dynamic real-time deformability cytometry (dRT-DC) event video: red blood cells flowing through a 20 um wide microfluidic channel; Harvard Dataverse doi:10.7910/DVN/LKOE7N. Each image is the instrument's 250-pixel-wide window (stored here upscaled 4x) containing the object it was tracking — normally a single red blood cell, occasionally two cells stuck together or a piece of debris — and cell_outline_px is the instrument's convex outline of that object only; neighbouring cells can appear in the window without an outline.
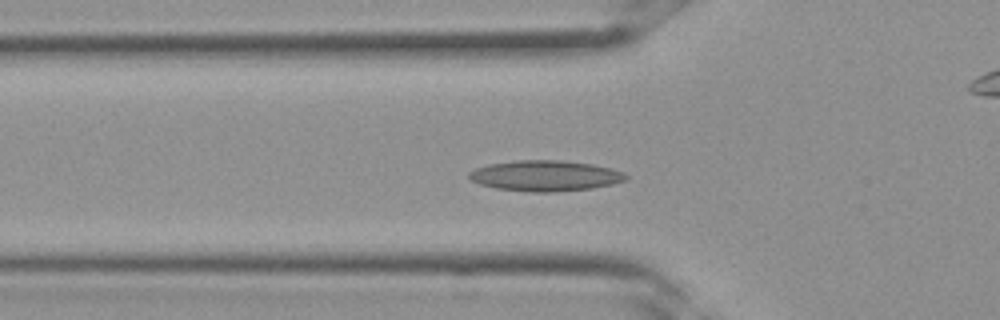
{"species": "Egyptian fruit bat (a non-hibernating species)", "species_latin": "Rousettus aegyptiacus", "temperature_condition": "room temperature", "stored_images_in_passage": 13, "camera_frame_rate_fps": 3000, "um_per_image_px": 0.085, "frame": {"image": 1, "passage_image": 11, "time_ms": 3.333, "image_size_px": [1000, 320], "cell_outline_px": [[628, 180], [612, 184], [592, 188], [552, 192], [532, 192], [496, 188], [480, 184], [472, 180], [468, 176], [468, 172], [476, 168], [488, 164], [516, 160], [560, 160], [592, 164], [612, 168], [624, 172], [628, 176]], "centroid_in_image_um": [46.37, 14.93], "position_along_channel_um": 79.4, "area_um2": 28.09}}